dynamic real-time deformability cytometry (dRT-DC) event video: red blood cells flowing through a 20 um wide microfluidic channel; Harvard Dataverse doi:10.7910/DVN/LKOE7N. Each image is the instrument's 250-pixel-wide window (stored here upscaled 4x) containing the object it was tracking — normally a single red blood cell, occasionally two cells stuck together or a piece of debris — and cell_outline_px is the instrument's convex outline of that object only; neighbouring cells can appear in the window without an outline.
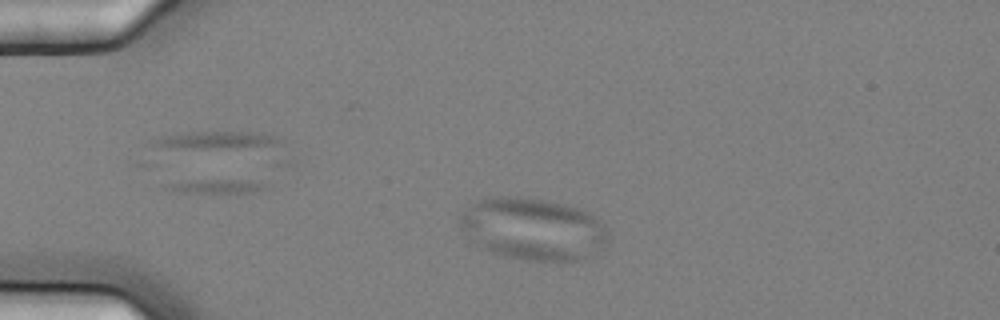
{"species": "common noctule bat (a hibernating species)", "species_latin": "Nyctalus noctula", "temperature_condition": "cold", "stored_images_in_passage": 3, "camera_frame_rate_fps": 3000, "um_per_image_px": 0.085, "animal": {"sex": "female", "body_mass_g": 25.1}, "frame": {"image": 1, "passage_image": 2, "time_ms": 0.333, "image_size_px": [1000, 320], "cell_outline_px": [[612, 236], [600, 252], [580, 260], [524, 260], [492, 252], [484, 248], [472, 240], [460, 228], [460, 216], [476, 200], [492, 196], [516, 196], [544, 200], [564, 204], [580, 208], [604, 224], [608, 228]], "centroid_in_image_um": [45.37, 19.45], "position_along_channel_um": 39.6, "area_um2": 53.75}}